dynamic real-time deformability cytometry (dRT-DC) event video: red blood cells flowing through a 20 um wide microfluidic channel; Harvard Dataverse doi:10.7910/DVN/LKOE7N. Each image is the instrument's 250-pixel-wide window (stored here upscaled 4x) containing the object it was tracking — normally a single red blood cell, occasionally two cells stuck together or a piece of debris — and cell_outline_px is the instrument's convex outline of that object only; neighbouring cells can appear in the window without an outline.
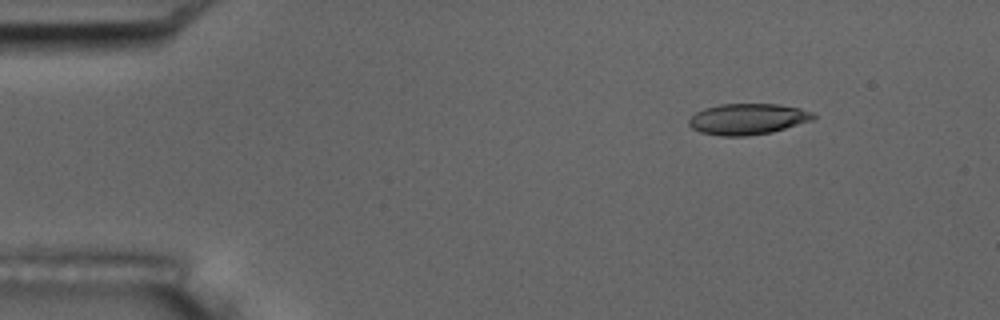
{"species": "common noctule bat (a hibernating species)", "species_latin": "Nyctalus noctula", "temperature_condition": "room temperature", "stored_images_in_passage": 48, "camera_frame_rate_fps": 3000, "um_per_image_px": 0.085, "animal": {"sex": "male", "body_mass_g": 17.5, "forearm_length_mm": 52.3}, "frame": {"image": 1, "passage_image": 1, "time_ms": 0.0, "image_size_px": [1000, 320], "cell_outline_px": [[816, 116], [812, 120], [772, 132], [744, 136], [720, 136], [700, 132], [692, 128], [688, 124], [688, 120], [696, 112], [704, 108], [720, 104], [776, 104], [800, 108], [812, 112]], "centroid_in_image_um": [63.53, 10.12], "position_along_channel_um": 21.5, "area_um2": 22.43}}
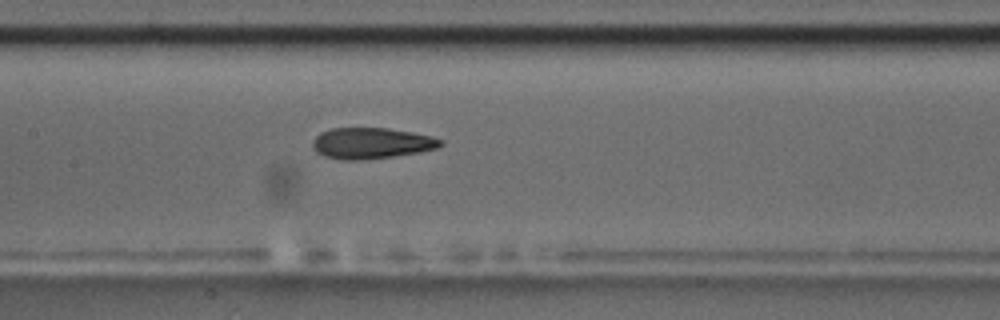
{"frame": {"image": 2, "passage_image": 20, "time_ms": 6.333, "image_size_px": [1000, 320], "cell_outline_px": [[444, 144], [436, 148], [420, 152], [392, 156], [360, 160], [344, 160], [324, 156], [316, 152], [312, 148], [312, 140], [320, 132], [332, 128], [388, 128], [412, 132], [432, 136], [444, 140]], "centroid_in_image_um": [31.56, 12.17], "position_along_channel_um": 175.8, "area_um2": 23.24}}
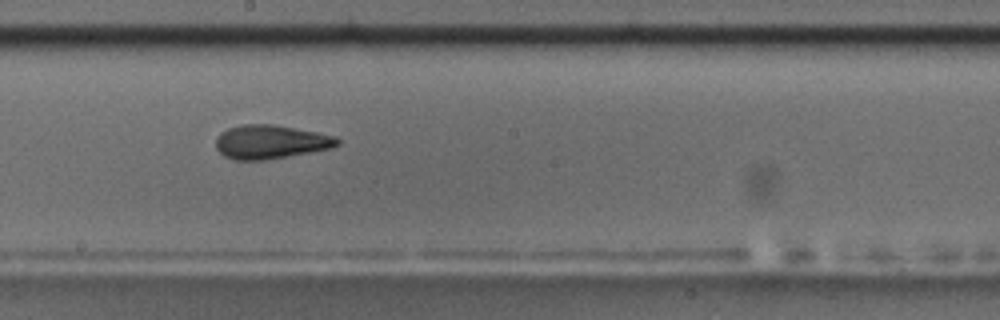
{"frame": {"image": 3, "passage_image": 24, "time_ms": 7.667, "image_size_px": [1000, 320], "cell_outline_px": [[340, 144], [332, 148], [264, 160], [236, 160], [224, 156], [216, 148], [216, 140], [220, 132], [228, 128], [240, 124], [272, 124], [316, 132], [336, 136], [340, 140]], "centroid_in_image_um": [22.99, 12.05], "position_along_channel_um": 225.2, "area_um2": 23.87}, "authors_computed_cell_mechanics": {"area_um2": 23.3512, "velocity_mm_per_s": 3.7251, "shape_relaxation_time_tau1_ms": 9.6526, "shape_relaxation_time_tau2_ms": 2.7241, "deformation_change_tau1": 0.2509, "deformation_change_tau2": 0.108}}